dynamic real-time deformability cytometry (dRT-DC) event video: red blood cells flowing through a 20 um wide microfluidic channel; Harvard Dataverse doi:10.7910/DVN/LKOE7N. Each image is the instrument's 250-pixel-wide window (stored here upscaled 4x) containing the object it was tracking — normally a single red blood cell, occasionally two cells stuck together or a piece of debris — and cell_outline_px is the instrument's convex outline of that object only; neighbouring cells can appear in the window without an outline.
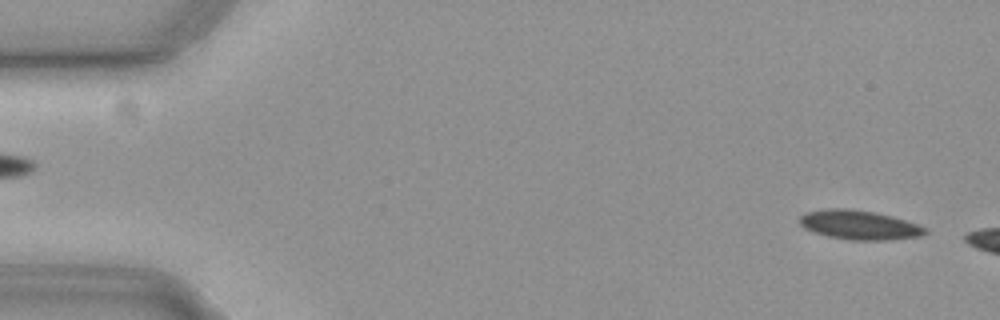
{"species": "common noctule bat (a hibernating species)", "species_latin": "Nyctalus noctula", "temperature_condition": "cold", "stored_images_in_passage": 7, "camera_frame_rate_fps": 3000, "um_per_image_px": 0.085, "animal": {"sex": "female", "body_mass_g": 19.3, "forearm_length_mm": 54.1}, "frame": {"image": 1, "passage_image": 2, "time_ms": 0.333, "image_size_px": [1000, 320], "cell_outline_px": [[928, 232], [920, 236], [888, 240], [852, 240], [828, 236], [804, 228], [800, 224], [800, 216], [804, 212], [828, 208], [848, 208], [876, 212], [892, 216], [916, 224], [924, 228]], "centroid_in_image_um": [73.01, 19.11], "position_along_channel_um": 12.0, "area_um2": 21.27}}